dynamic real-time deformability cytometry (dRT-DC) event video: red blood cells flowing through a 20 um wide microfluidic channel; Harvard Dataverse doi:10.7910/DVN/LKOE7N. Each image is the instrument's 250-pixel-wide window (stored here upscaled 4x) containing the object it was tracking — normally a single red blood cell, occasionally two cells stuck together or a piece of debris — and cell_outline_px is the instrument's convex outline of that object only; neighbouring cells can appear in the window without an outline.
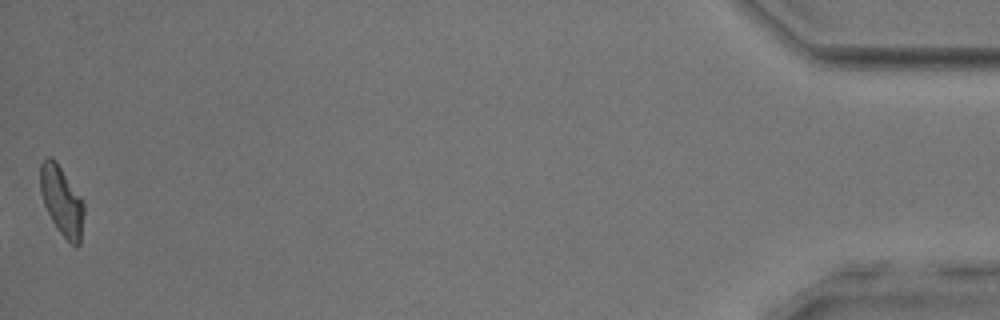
{"species": "common noctule bat (a hibernating species)", "species_latin": "Nyctalus noctula", "temperature_condition": "room temperature", "stored_images_in_passage": 53, "camera_frame_rate_fps": 3000, "um_per_image_px": 0.085, "animal": {"sex": "male", "body_mass_g": 17.9, "forearm_length_mm": 54.2}, "frame": {"image": 1, "passage_image": 53, "time_ms": 17.333, "image_size_px": [1000, 320], "cell_outline_px": [[84, 212], [80, 244], [76, 248], [56, 228], [44, 204], [40, 192], [40, 164], [44, 156], [52, 156], [56, 160], [80, 196], [84, 204]], "centroid_in_image_um": [5.23, 17.03], "position_along_channel_um": 430.0, "area_um2": 17.69}, "authors_computed_cell_mechanics": {"area_um2": 18.2648, "velocity_mm_per_s": 3.8661, "shape_relaxation_time_tau1_ms": 6.6587, "shape_relaxation_time_tau2_ms": 2.5147, "deformation_change_tau1": 0.1622, "deformation_change_tau2": 0.0915}}